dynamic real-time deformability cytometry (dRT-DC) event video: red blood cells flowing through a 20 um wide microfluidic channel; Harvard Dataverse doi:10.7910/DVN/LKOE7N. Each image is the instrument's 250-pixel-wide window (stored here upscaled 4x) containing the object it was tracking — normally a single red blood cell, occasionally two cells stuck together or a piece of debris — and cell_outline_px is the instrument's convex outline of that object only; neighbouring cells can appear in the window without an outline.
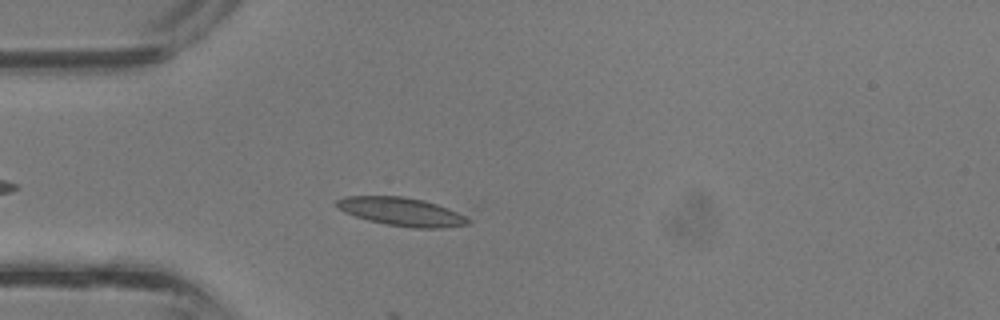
{"species": "common noctule bat (a hibernating species)", "species_latin": "Nyctalus noctula", "temperature_condition": "room temperature", "stored_images_in_passage": 8, "camera_frame_rate_fps": 3000, "um_per_image_px": 0.085, "animal": {"sex": "male", "body_mass_g": 13.3}, "frame": {"image": 1, "passage_image": 4, "time_ms": 1.0, "image_size_px": [1000, 320], "cell_outline_px": [[472, 224], [440, 228], [412, 228], [384, 224], [368, 220], [344, 212], [332, 204], [336, 200], [344, 196], [404, 196], [424, 200], [448, 208], [472, 220]], "centroid_in_image_um": [34.11, 17.99], "position_along_channel_um": 50.9, "area_um2": 21.91}}